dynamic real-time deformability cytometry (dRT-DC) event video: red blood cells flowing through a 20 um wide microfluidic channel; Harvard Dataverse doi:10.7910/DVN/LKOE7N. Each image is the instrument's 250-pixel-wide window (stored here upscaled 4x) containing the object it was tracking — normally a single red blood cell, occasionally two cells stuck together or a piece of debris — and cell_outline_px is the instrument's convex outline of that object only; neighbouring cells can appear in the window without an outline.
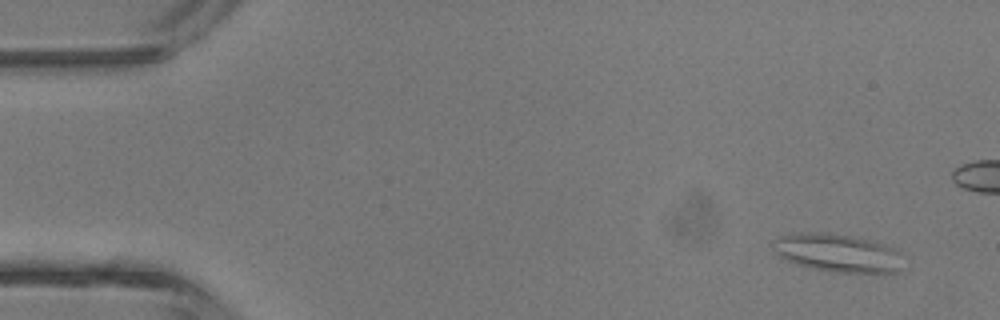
{"species": "common noctule bat (a hibernating species)", "species_latin": "Nyctalus noctula", "temperature_condition": "room temperature", "stored_images_in_passage": 6, "camera_frame_rate_fps": 3000, "um_per_image_px": 0.085, "animal": {"sex": "male", "body_mass_g": 13.3}, "frame": {"image": 1, "passage_image": 2, "time_ms": 1.0, "image_size_px": [1000, 320], "cell_outline_px": [[900, 272], [836, 272], [812, 268], [796, 264], [784, 260], [772, 248], [772, 240], [776, 236], [788, 232], [820, 232], [852, 236], [884, 244], [900, 252]], "centroid_in_image_um": [71.09, 21.47], "position_along_channel_um": 13.9, "area_um2": 29.02}}